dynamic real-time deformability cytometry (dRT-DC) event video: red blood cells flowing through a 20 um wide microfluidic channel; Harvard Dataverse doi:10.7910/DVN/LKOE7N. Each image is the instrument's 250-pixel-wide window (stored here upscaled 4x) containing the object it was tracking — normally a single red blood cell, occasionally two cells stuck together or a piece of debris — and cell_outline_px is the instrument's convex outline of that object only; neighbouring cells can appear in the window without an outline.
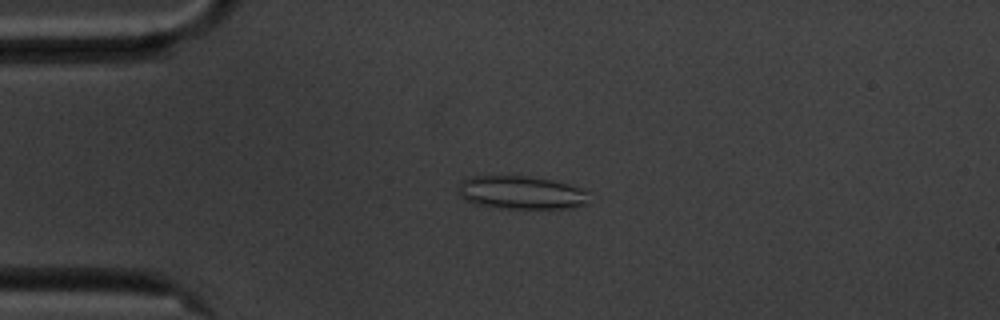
{"species": "common noctule bat (a hibernating species)", "species_latin": "Nyctalus noctula", "temperature_condition": "cold", "stored_images_in_passage": 54, "camera_frame_rate_fps": 3000, "um_per_image_px": 0.085, "animal": {"sex": "male", "body_mass_g": 20.1, "forearm_length_mm": 53.5}, "frame": {"image": 1, "passage_image": 11, "time_ms": 3.333, "image_size_px": [1000, 320], "cell_outline_px": [[588, 204], [572, 208], [496, 208], [472, 204], [464, 200], [460, 196], [456, 188], [460, 180], [472, 176], [532, 176], [572, 184], [588, 192]], "centroid_in_image_um": [44.26, 16.37], "position_along_channel_um": 40.7, "area_um2": 25.89}}
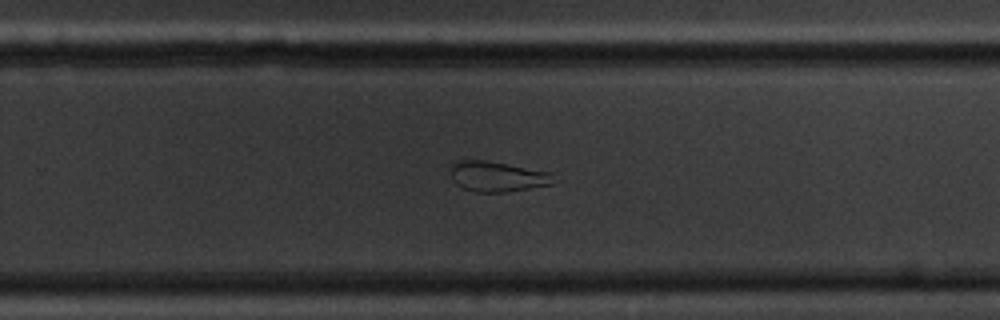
{"frame": {"image": 2, "passage_image": 34, "time_ms": 11.0, "image_size_px": [1000, 320], "cell_outline_px": [[560, 180], [552, 184], [504, 192], [476, 192], [464, 188], [456, 184], [448, 168], [456, 160], [484, 160], [552, 172]], "centroid_in_image_um": [42.31, 14.99], "position_along_channel_um": 287.5, "area_um2": 18.38}}
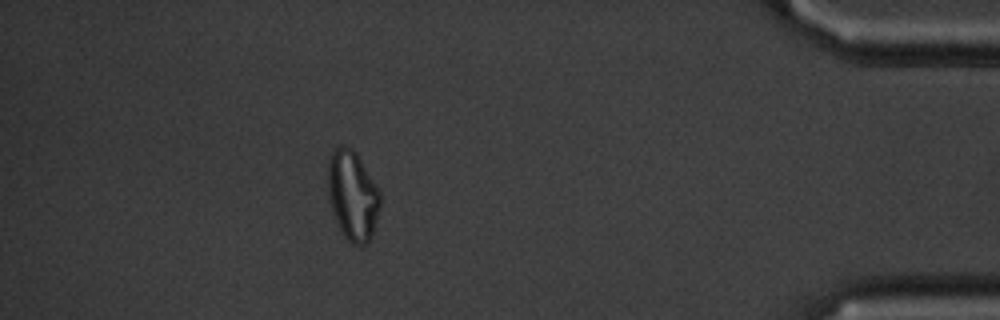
{"frame": {"image": 3, "passage_image": 48, "time_ms": 15.667, "image_size_px": [1000, 320], "cell_outline_px": [[380, 208], [372, 232], [368, 240], [360, 248], [352, 244], [344, 236], [336, 224], [328, 196], [328, 164], [332, 152], [340, 144], [344, 144], [352, 148], [356, 152], [380, 188]], "centroid_in_image_um": [29.97, 16.6], "position_along_channel_um": 405.2, "area_um2": 27.63}, "authors_computed_cell_mechanics": {"area_um2": 25.1141, "velocity_mm_per_s": 3.5408, "shape_relaxation_time_tau1_ms": null, "shape_relaxation_time_tau2_ms": 2.4547, "deformation_change_tau1": null, "deformation_change_tau2": 0.1091}}